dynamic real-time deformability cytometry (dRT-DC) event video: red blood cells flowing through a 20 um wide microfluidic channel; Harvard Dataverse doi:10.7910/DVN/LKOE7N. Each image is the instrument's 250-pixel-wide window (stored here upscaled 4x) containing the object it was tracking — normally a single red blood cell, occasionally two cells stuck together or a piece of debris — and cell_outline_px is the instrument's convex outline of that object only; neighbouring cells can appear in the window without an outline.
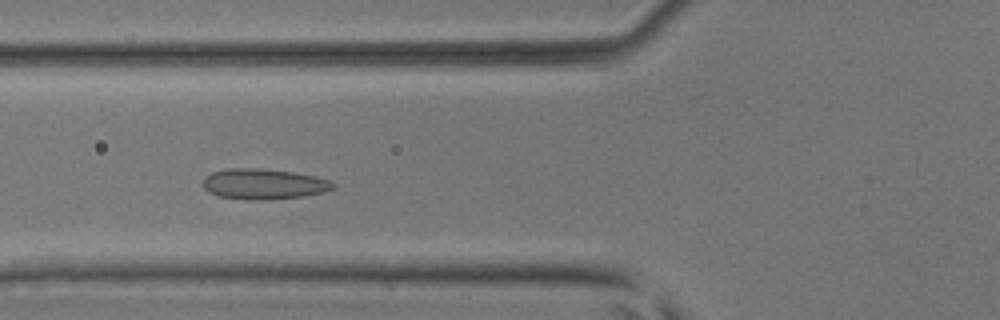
{"species": "common noctule bat (a hibernating species)", "species_latin": "Nyctalus noctula", "temperature_condition": "room temperature", "stored_images_in_passage": 40, "camera_frame_rate_fps": 3000, "um_per_image_px": 0.085, "animal": {"sex": "male", "body_mass_g": 17.9, "forearm_length_mm": 54.2}, "frame": {"image": 1, "passage_image": 12, "time_ms": 3.667, "image_size_px": [1000, 320], "cell_outline_px": [[336, 188], [324, 192], [304, 196], [268, 200], [248, 200], [216, 196], [208, 192], [200, 184], [204, 176], [212, 172], [228, 168], [256, 168], [292, 172], [316, 176], [328, 180], [336, 184]], "centroid_in_image_um": [22.37, 15.65], "position_along_channel_um": 103.4, "area_um2": 23.52}}
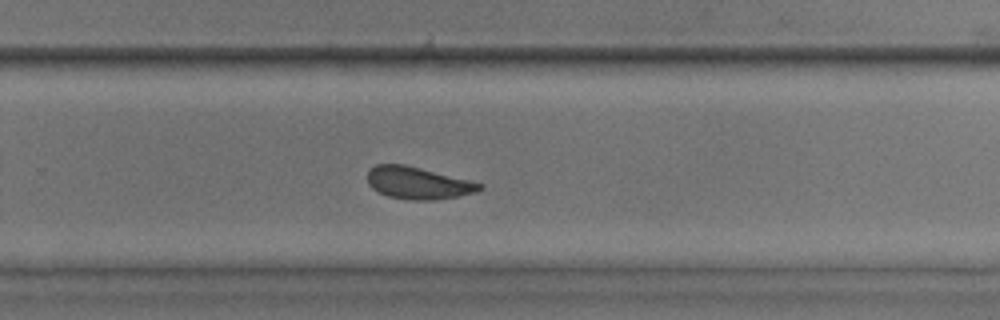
{"frame": {"image": 2, "passage_image": 25, "time_ms": 8.0, "image_size_px": [1000, 320], "cell_outline_px": [[484, 188], [476, 192], [456, 196], [432, 200], [408, 200], [388, 196], [372, 188], [368, 184], [368, 168], [376, 164], [404, 164], [484, 184]], "centroid_in_image_um": [35.5, 15.55], "position_along_channel_um": 294.3, "area_um2": 20.87}}
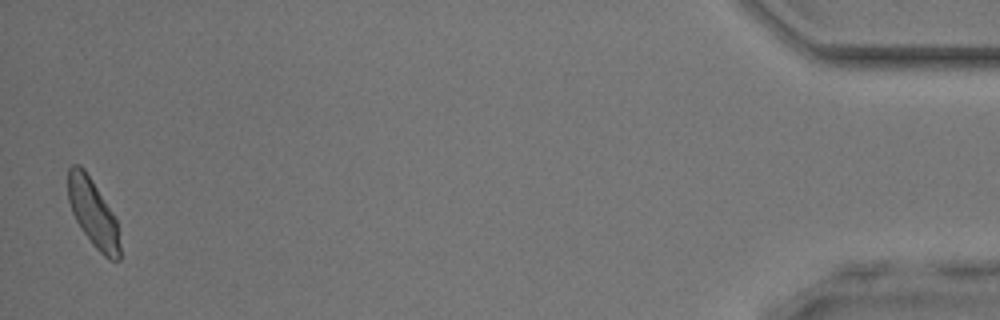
{"frame": {"image": 3, "passage_image": 40, "time_ms": 13.0, "image_size_px": [1000, 320], "cell_outline_px": [[120, 260], [108, 260], [92, 244], [76, 220], [72, 212], [68, 200], [68, 168], [72, 164], [80, 164], [84, 168], [112, 212], [116, 220], [120, 244]], "centroid_in_image_um": [7.9, 18.11], "position_along_channel_um": 427.3, "area_um2": 20.23}}